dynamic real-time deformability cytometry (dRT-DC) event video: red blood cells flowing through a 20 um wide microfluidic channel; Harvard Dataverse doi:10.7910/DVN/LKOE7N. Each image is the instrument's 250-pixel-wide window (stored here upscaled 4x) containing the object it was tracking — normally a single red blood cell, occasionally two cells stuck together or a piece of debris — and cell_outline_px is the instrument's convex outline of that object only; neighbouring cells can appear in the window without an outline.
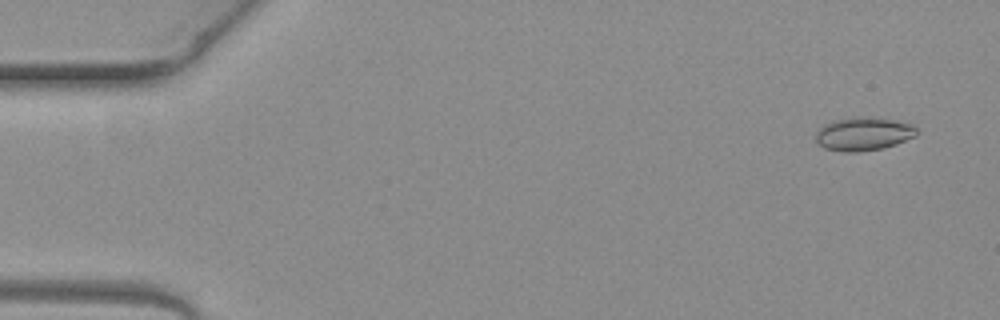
{"species": "common noctule bat (a hibernating species)", "species_latin": "Nyctalus noctula", "temperature_condition": "warm", "stored_images_in_passage": 4, "camera_frame_rate_fps": 3000, "um_per_image_px": 0.085, "animal": {"sex": "female", "body_mass_g": 19.3, "forearm_length_mm": 54.1}, "frame": {"image": 1, "passage_image": 1, "time_ms": 0.0, "image_size_px": [1000, 320], "cell_outline_px": [[920, 132], [916, 136], [896, 144], [884, 148], [860, 152], [844, 152], [824, 148], [816, 140], [816, 132], [824, 124], [832, 120], [856, 116], [872, 116], [912, 124]], "centroid_in_image_um": [73.41, 11.37], "position_along_channel_um": 11.6, "area_um2": 19.94}}
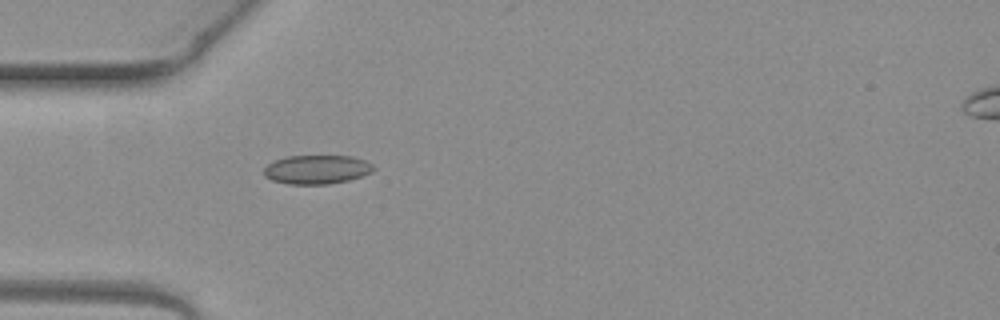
{"frame": {"image": 2, "passage_image": 4, "time_ms": 1.0, "image_size_px": [1000, 320], "cell_outline_px": [[376, 168], [372, 172], [348, 180], [328, 184], [288, 184], [272, 180], [264, 176], [264, 168], [268, 164], [276, 160], [288, 156], [352, 156], [364, 160], [372, 164]], "centroid_in_image_um": [26.93, 14.41], "position_along_channel_um": 58.1, "area_um2": 18.38}}